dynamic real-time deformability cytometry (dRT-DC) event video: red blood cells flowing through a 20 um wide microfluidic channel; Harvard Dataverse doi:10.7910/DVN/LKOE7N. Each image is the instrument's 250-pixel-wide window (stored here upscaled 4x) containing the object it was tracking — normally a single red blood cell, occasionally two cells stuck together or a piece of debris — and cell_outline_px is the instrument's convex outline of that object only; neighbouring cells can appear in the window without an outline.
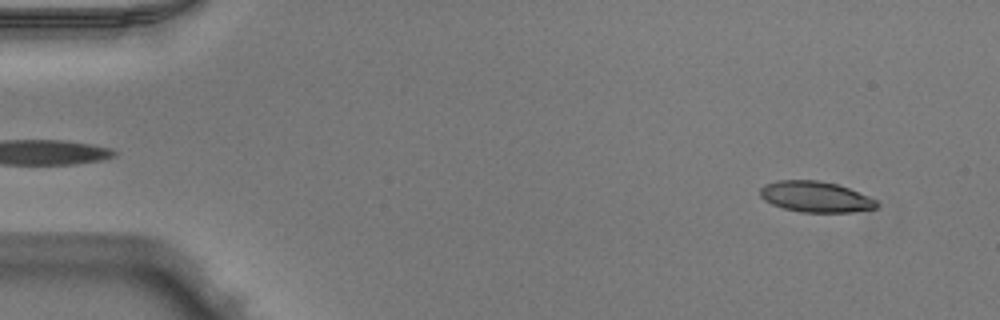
{"species": "Egyptian fruit bat (a non-hibernating species)", "species_latin": "Rousettus aegyptiacus", "temperature_condition": "warm", "stored_images_in_passage": 50, "camera_frame_rate_fps": 3000, "um_per_image_px": 0.085, "animal": {"sex": "male"}, "frame": {"image": 1, "passage_image": 4, "time_ms": 1.0, "image_size_px": [1000, 320], "cell_outline_px": [[880, 204], [876, 208], [852, 212], [800, 212], [784, 208], [772, 204], [764, 200], [760, 196], [760, 188], [764, 184], [776, 180], [816, 180], [836, 184], [848, 188], [868, 196], [876, 200]], "centroid_in_image_um": [69.3, 16.72], "position_along_channel_um": 15.7, "area_um2": 20.92}}
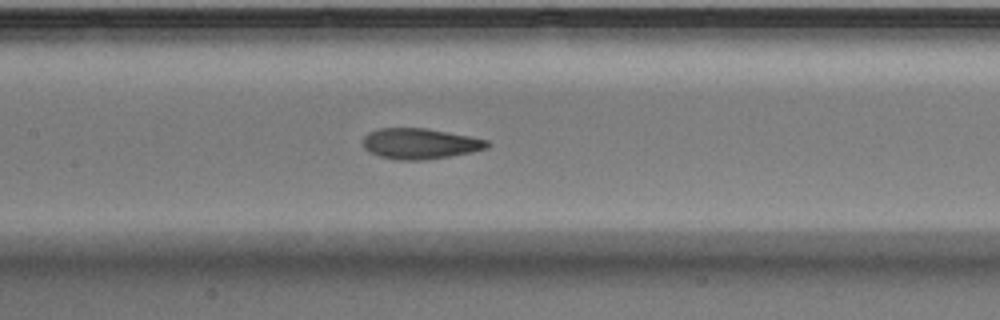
{"frame": {"image": 2, "passage_image": 24, "time_ms": 7.667, "image_size_px": [1000, 320], "cell_outline_px": [[492, 144], [488, 148], [472, 152], [424, 160], [396, 160], [380, 156], [368, 152], [364, 148], [364, 136], [368, 132], [380, 128], [428, 128], [488, 140]], "centroid_in_image_um": [35.7, 12.21], "position_along_channel_um": 171.7, "area_um2": 22.25}}
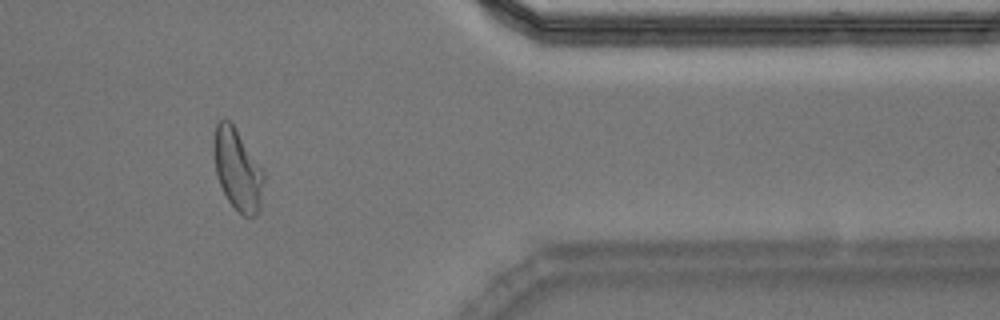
{"frame": {"image": 3, "passage_image": 42, "time_ms": 13.667, "image_size_px": [1000, 320], "cell_outline_px": [[264, 180], [260, 208], [256, 216], [248, 220], [228, 200], [216, 176], [212, 148], [212, 140], [216, 124], [224, 116], [236, 128], [264, 172]], "centroid_in_image_um": [20.17, 14.4], "position_along_channel_um": 391.2, "area_um2": 23.99}, "authors_computed_cell_mechanics": {"area_um2": 22.2819, "velocity_mm_per_s": 3.998, "shape_relaxation_time_tau1_ms": 4.2342, "shape_relaxation_time_tau2_ms": 1.4912, "deformation_change_tau1": 0.2199, "deformation_change_tau2": 0.0856}}